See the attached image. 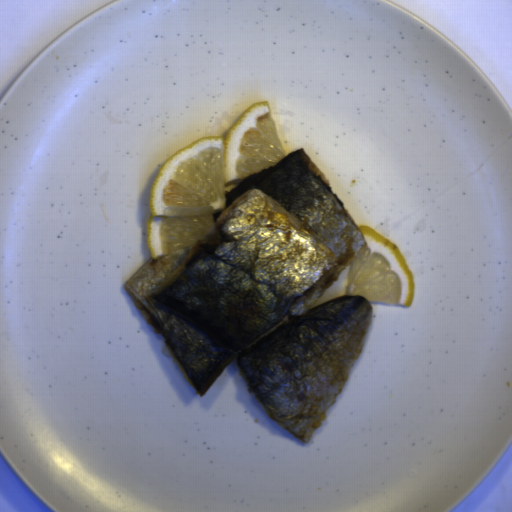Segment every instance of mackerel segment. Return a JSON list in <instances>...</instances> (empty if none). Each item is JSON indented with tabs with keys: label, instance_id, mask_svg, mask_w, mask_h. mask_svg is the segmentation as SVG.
Wrapping results in <instances>:
<instances>
[{
	"label": "mackerel segment",
	"instance_id": "obj_1",
	"mask_svg": "<svg viewBox=\"0 0 512 512\" xmlns=\"http://www.w3.org/2000/svg\"><path fill=\"white\" fill-rule=\"evenodd\" d=\"M365 242L301 147L226 193L202 239L148 259L124 285L201 398L236 361L266 414L310 441L374 317L362 295L314 305Z\"/></svg>",
	"mask_w": 512,
	"mask_h": 512
}]
</instances>
